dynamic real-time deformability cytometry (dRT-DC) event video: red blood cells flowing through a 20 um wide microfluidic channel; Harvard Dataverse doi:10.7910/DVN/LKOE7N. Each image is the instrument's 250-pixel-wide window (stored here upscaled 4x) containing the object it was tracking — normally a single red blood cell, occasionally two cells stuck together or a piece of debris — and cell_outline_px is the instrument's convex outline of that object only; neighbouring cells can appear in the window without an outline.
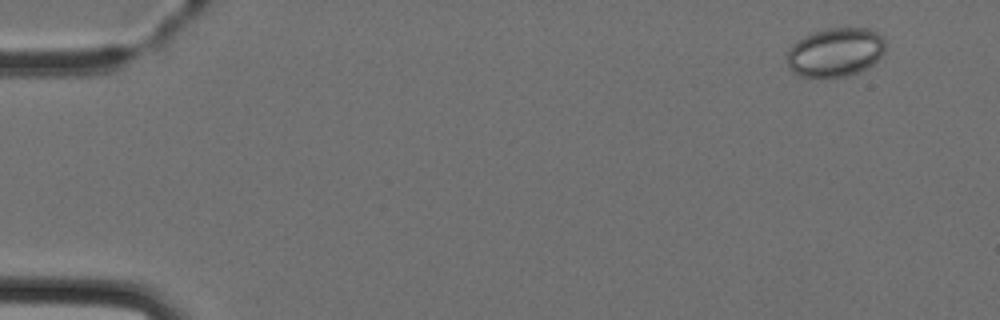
{"species": "Egyptian fruit bat (a non-hibernating species)", "species_latin": "Rousettus aegyptiacus", "temperature_condition": "cold", "stored_images_in_passage": 6, "camera_frame_rate_fps": 3000, "um_per_image_px": 0.085, "animal": {"sex": "female"}, "frame": {"image": 1, "passage_image": 6, "time_ms": 5.667, "image_size_px": [1000, 320], "cell_outline_px": [[884, 52], [868, 68], [848, 76], [800, 76], [792, 72], [788, 68], [788, 48], [796, 40], [804, 36], [828, 28], [868, 28], [876, 32], [884, 40]], "centroid_in_image_um": [70.98, 4.44], "position_along_channel_um": 14.0, "area_um2": 27.8}}